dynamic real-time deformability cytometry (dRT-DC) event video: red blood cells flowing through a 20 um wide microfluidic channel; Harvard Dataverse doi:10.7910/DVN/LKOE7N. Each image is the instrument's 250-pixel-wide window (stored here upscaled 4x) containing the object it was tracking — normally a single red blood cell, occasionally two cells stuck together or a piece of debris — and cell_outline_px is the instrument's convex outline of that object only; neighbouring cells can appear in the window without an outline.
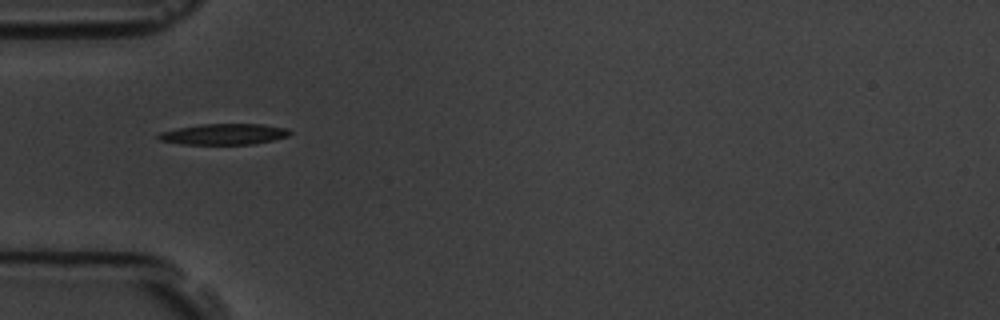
{"species": "common noctule bat (a hibernating species)", "species_latin": "Nyctalus noctula", "temperature_condition": "room temperature", "stored_images_in_passage": 4, "camera_frame_rate_fps": 3000, "um_per_image_px": 0.085, "animal": {"sex": "male", "body_mass_g": 19.5, "forearm_length_mm": 54.6}, "frame": {"image": 1, "passage_image": 1, "time_ms": 0.0, "image_size_px": [1000, 320], "cell_outline_px": [[292, 132], [288, 136], [272, 140], [252, 144], [180, 144], [160, 140], [156, 136], [160, 132], [176, 128], [200, 124], [264, 124], [288, 128]], "centroid_in_image_um": [19.04, 11.4], "position_along_channel_um": 66.0, "area_um2": 16.07}}
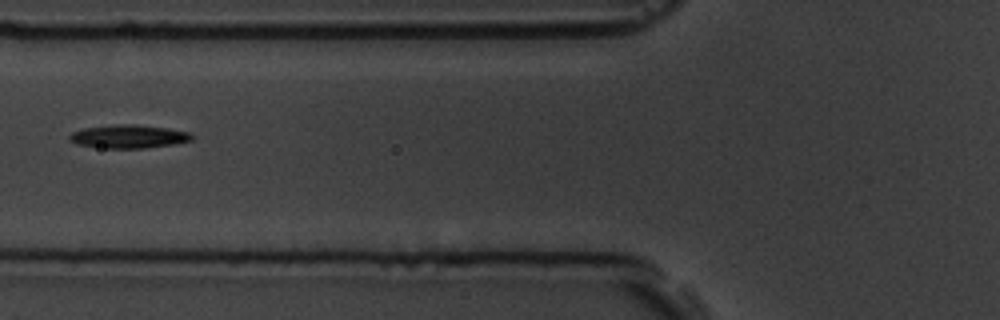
{"frame": {"image": 2, "passage_image": 2, "time_ms": 1.333, "image_size_px": [1000, 320], "cell_outline_px": [[192, 140], [172, 144], [144, 148], [100, 148], [76, 144], [68, 140], [68, 136], [72, 132], [84, 128], [116, 124], [136, 124], [168, 128], [188, 132], [192, 136]], "centroid_in_image_um": [10.87, 11.6], "position_along_channel_um": 114.9, "area_um2": 16.65}}
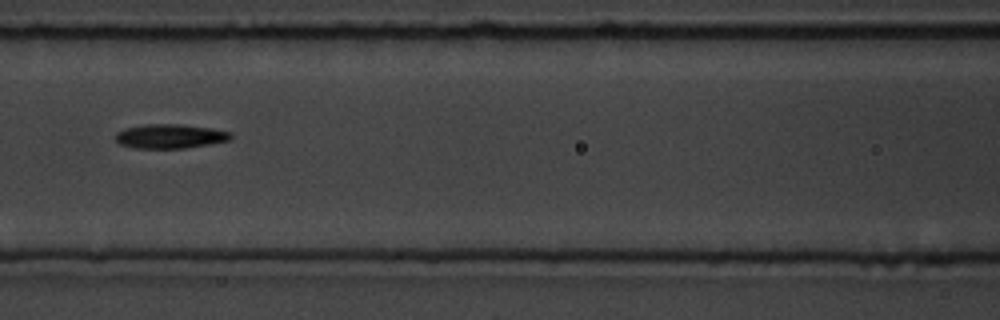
{"frame": {"image": 3, "passage_image": 3, "time_ms": 2.333, "image_size_px": [1000, 320], "cell_outline_px": [[232, 140], [184, 148], [136, 148], [120, 144], [116, 140], [116, 132], [124, 128], [144, 124], [180, 124], [212, 128], [232, 132]], "centroid_in_image_um": [14.47, 11.57], "position_along_channel_um": 152.1, "area_um2": 16.36}}